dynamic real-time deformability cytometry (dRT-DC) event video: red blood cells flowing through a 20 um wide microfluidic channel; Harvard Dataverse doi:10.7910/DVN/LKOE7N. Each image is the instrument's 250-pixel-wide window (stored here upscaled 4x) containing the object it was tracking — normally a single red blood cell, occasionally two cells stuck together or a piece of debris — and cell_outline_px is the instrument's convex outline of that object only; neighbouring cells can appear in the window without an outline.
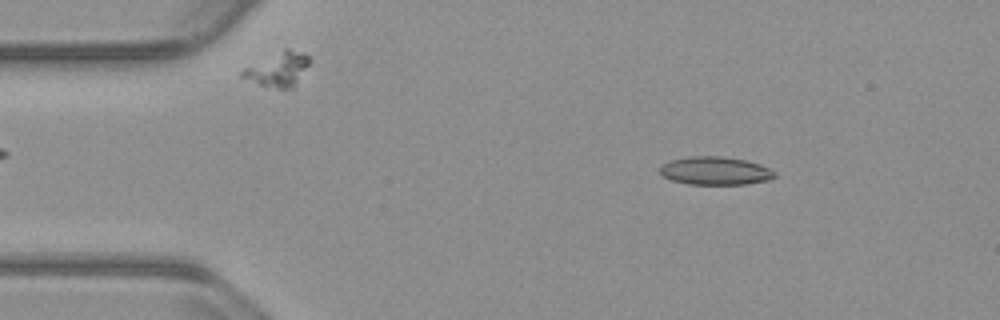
{"species": "common noctule bat (a hibernating species)", "species_latin": "Nyctalus noctula", "temperature_condition": "warm", "stored_images_in_passage": 30, "camera_frame_rate_fps": 3000, "um_per_image_px": 0.085, "animal": {"sex": "male", "body_mass_g": 23.1, "forearm_length_mm": 52.7}, "frame": {"image": 1, "passage_image": 7, "time_ms": 2.0, "image_size_px": [1000, 320], "cell_outline_px": [[776, 176], [768, 180], [744, 184], [688, 184], [672, 180], [664, 176], [660, 172], [660, 168], [664, 164], [672, 160], [692, 156], [724, 156], [744, 160], [760, 164], [776, 172]], "centroid_in_image_um": [60.82, 14.52], "position_along_channel_um": 24.2, "area_um2": 18.61}}
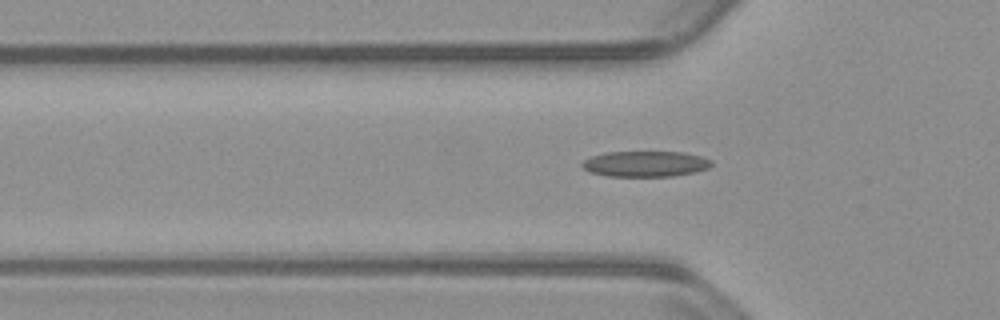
{"frame": {"image": 2, "passage_image": 16, "time_ms": 5.0, "image_size_px": [1000, 320], "cell_outline_px": [[712, 164], [708, 168], [696, 172], [672, 176], [604, 176], [588, 172], [580, 164], [584, 160], [592, 156], [604, 152], [684, 152], [700, 156], [712, 160]], "centroid_in_image_um": [54.84, 13.93], "position_along_channel_um": 71.0, "area_um2": 19.48}}
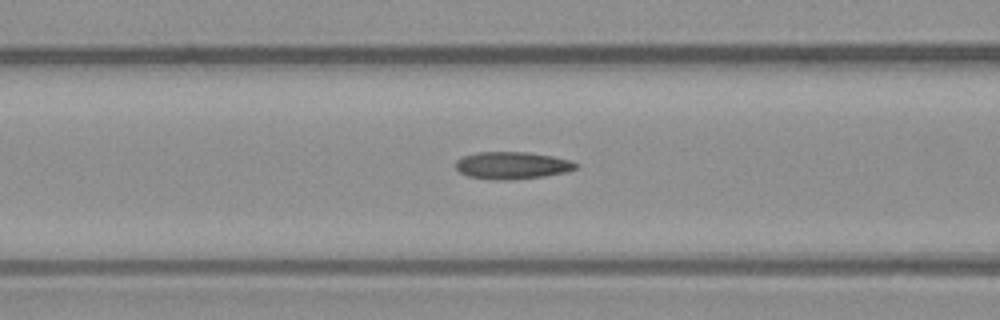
{"frame": {"image": 3, "passage_image": 20, "time_ms": 6.333, "image_size_px": [1000, 320], "cell_outline_px": [[580, 164], [576, 168], [568, 172], [544, 176], [512, 180], [496, 180], [468, 176], [460, 172], [456, 168], [456, 160], [464, 156], [476, 152], [528, 152], [552, 156], [572, 160]], "centroid_in_image_um": [43.57, 14.06], "position_along_channel_um": 123.0, "area_um2": 19.25}}